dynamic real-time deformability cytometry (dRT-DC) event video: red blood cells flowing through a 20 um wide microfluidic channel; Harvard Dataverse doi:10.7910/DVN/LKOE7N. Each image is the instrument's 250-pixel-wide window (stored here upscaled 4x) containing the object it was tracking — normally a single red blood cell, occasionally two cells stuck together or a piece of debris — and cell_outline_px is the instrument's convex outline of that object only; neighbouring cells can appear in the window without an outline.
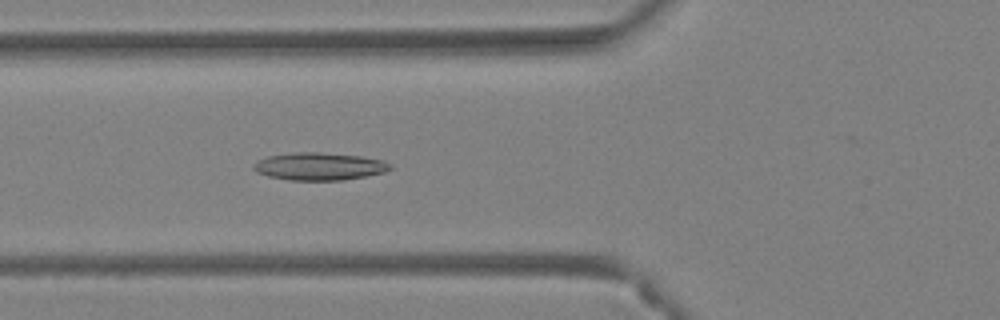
{"species": "Egyptian fruit bat (a non-hibernating species)", "species_latin": "Rousettus aegyptiacus", "temperature_condition": "warm", "stored_images_in_passage": 34, "camera_frame_rate_fps": 3000, "um_per_image_px": 0.085, "animal": {"sex": "female"}, "frame": {"image": 1, "passage_image": 8, "time_ms": 2.333, "image_size_px": [1000, 320], "cell_outline_px": [[392, 168], [384, 172], [344, 180], [288, 180], [268, 176], [256, 172], [252, 168], [252, 164], [256, 160], [268, 156], [296, 152], [320, 152], [360, 156], [380, 160], [392, 164]], "centroid_in_image_um": [27.09, 14.14], "position_along_channel_um": 98.7, "area_um2": 21.96}}
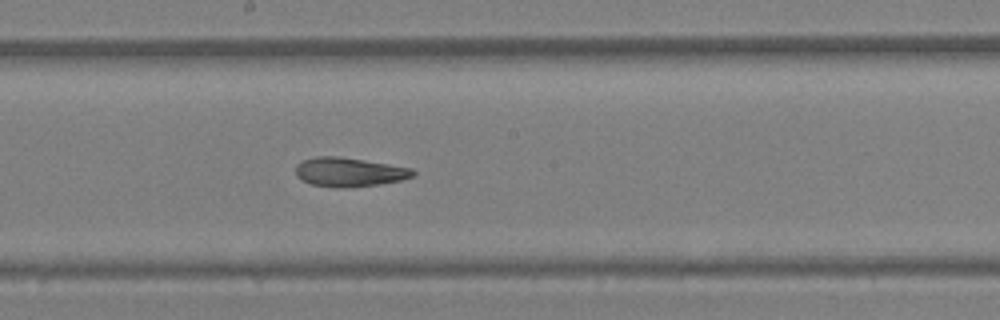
{"frame": {"image": 2, "passage_image": 16, "time_ms": 5.0, "image_size_px": [1000, 320], "cell_outline_px": [[416, 172], [412, 176], [400, 180], [380, 184], [340, 188], [336, 188], [312, 184], [296, 176], [296, 164], [304, 160], [316, 156], [340, 156], [412, 168]], "centroid_in_image_um": [29.67, 14.62], "position_along_channel_um": 218.5, "area_um2": 19.71}}
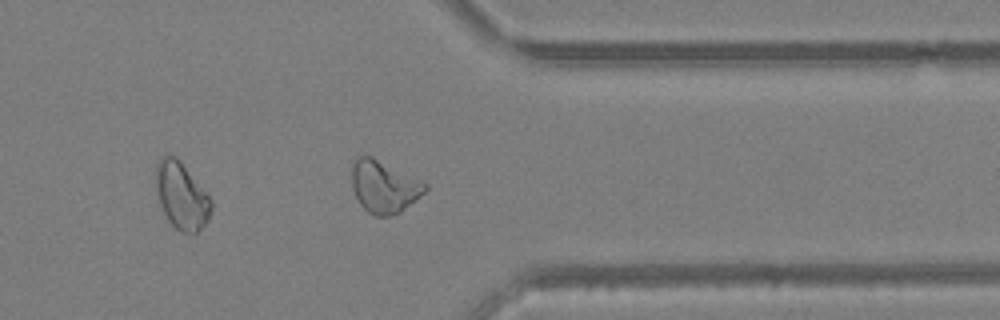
{"frame": {"image": 3, "passage_image": 27, "time_ms": 8.667, "image_size_px": [1000, 320], "cell_outline_px": [[428, 188], [420, 196], [400, 212], [388, 216], [376, 216], [368, 212], [360, 204], [352, 188], [352, 164], [360, 156], [372, 156], [428, 184]], "centroid_in_image_um": [32.63, 15.87], "position_along_channel_um": 378.8, "area_um2": 22.02}, "authors_computed_cell_mechanics": {"area_um2": 20.519, "velocity_mm_per_s": 4.4882, "shape_relaxation_time_tau1_ms": 9.0736, "shape_relaxation_time_tau2_ms": 1.2134, "deformation_change_tau1": 0.2216, "deformation_change_tau2": 0.0891}}